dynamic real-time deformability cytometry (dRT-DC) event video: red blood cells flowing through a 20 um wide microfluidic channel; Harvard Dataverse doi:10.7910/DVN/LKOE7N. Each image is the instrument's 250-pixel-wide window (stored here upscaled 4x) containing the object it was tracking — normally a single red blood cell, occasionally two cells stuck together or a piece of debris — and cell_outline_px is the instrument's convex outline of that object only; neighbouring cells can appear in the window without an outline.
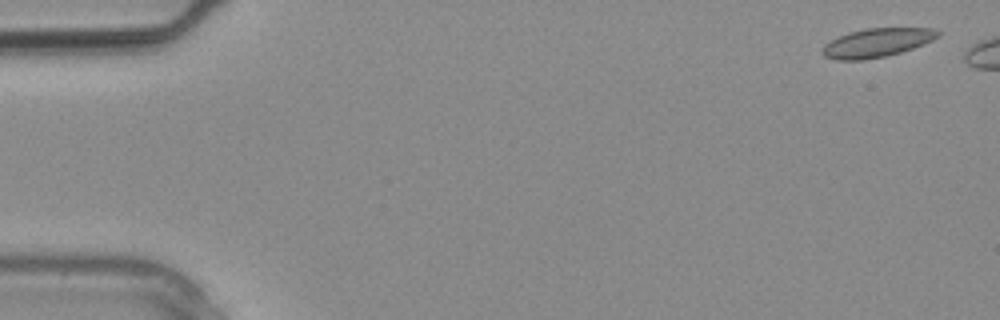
{"species": "common noctule bat (a hibernating species)", "species_latin": "Nyctalus noctula", "temperature_condition": "warm", "stored_images_in_passage": 2, "segment_of_instrument_passage": [2, 2], "camera_frame_rate_fps": 3000, "um_per_image_px": 0.085, "animal": {"sex": "male", "body_mass_g": 20.4}, "frame": {"image": 1, "passage_image": 2, "time_ms": 0.333, "image_size_px": [1000, 320], "cell_outline_px": [[940, 36], [932, 40], [912, 48], [900, 52], [884, 56], [864, 60], [836, 60], [824, 56], [820, 52], [820, 48], [824, 44], [848, 32], [868, 28], [932, 28], [940, 32]], "centroid_in_image_um": [74.49, 3.63], "position_along_channel_um": 10.5, "area_um2": 19.31}}